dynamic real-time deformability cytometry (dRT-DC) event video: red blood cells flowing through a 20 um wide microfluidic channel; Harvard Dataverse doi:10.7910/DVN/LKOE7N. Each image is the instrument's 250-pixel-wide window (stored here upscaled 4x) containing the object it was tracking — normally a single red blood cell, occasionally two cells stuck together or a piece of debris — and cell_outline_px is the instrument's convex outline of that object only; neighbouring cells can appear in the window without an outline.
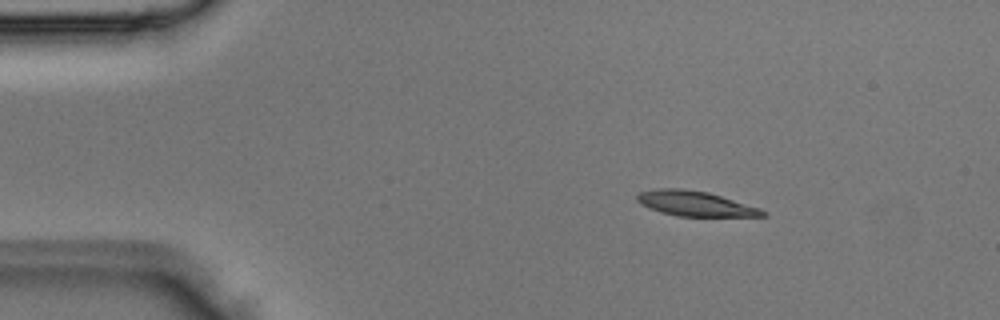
{"species": "Egyptian fruit bat (a non-hibernating species)", "species_latin": "Rousettus aegyptiacus", "temperature_condition": "room temperature", "stored_images_in_passage": 2, "camera_frame_rate_fps": 3000, "um_per_image_px": 0.085, "animal": {"sex": "male"}, "frame": {"image": 1, "passage_image": 1, "time_ms": 0.0, "image_size_px": [1000, 320], "cell_outline_px": [[768, 216], [680, 216], [664, 212], [640, 204], [636, 200], [636, 196], [640, 192], [656, 188], [680, 188], [708, 192], [760, 208], [768, 212]], "centroid_in_image_um": [59.12, 17.3], "position_along_channel_um": 25.9, "area_um2": 18.09}}